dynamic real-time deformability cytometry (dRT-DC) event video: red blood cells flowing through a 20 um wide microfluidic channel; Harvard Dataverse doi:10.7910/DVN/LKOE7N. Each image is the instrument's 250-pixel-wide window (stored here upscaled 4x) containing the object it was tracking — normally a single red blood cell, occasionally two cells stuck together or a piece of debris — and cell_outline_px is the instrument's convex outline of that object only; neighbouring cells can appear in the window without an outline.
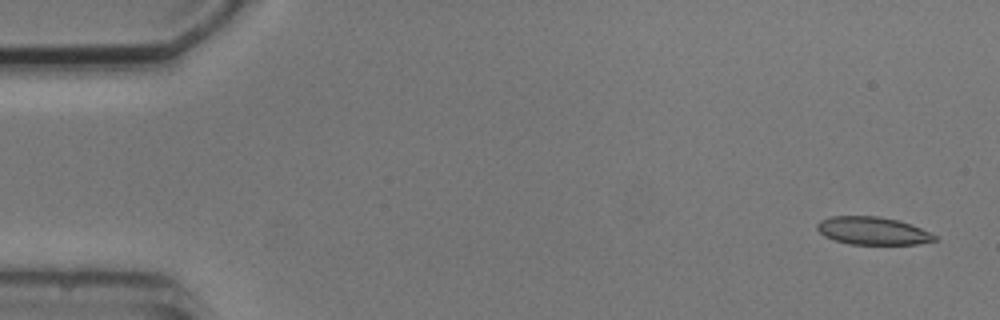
{"species": "common noctule bat (a hibernating species)", "species_latin": "Nyctalus noctula", "temperature_condition": "cold", "stored_images_in_passage": 5, "camera_frame_rate_fps": 3000, "um_per_image_px": 0.085, "animal": {"sex": "male", "body_mass_g": 20.5, "forearm_length_mm": 52.5}, "frame": {"image": 1, "passage_image": 1, "time_ms": 0.0, "image_size_px": [1000, 320], "cell_outline_px": [[936, 240], [920, 244], [848, 244], [824, 236], [816, 228], [816, 224], [820, 220], [832, 216], [880, 216], [900, 220], [920, 228], [936, 236]], "centroid_in_image_um": [74.16, 19.61], "position_along_channel_um": 10.8, "area_um2": 19.02}}
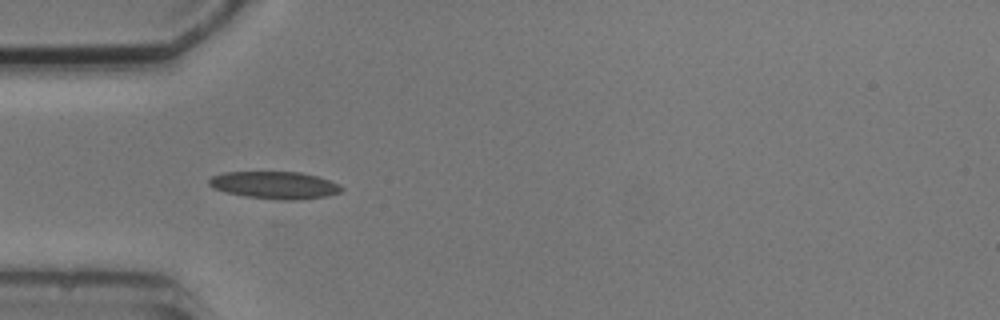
{"frame": {"image": 2, "passage_image": 5, "time_ms": 4.667, "image_size_px": [1000, 320], "cell_outline_px": [[344, 188], [340, 192], [328, 196], [296, 200], [280, 200], [244, 196], [224, 192], [212, 188], [208, 184], [208, 180], [212, 176], [224, 172], [300, 172], [316, 176], [340, 184]], "centroid_in_image_um": [23.33, 15.74], "position_along_channel_um": 61.7, "area_um2": 21.21}}